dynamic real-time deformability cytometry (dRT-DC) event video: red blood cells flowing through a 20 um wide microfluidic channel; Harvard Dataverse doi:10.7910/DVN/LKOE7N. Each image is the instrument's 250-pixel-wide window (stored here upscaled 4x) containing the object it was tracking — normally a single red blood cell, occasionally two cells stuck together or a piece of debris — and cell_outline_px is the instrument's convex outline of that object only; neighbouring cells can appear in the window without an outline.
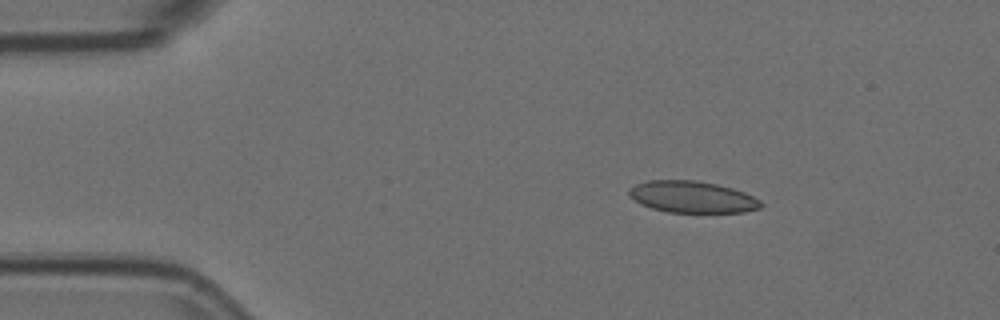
{"species": "Egyptian fruit bat (a non-hibernating species)", "species_latin": "Rousettus aegyptiacus", "temperature_condition": "room temperature", "stored_images_in_passage": 6, "camera_frame_rate_fps": 3000, "um_per_image_px": 0.085, "animal": {"sex": "female"}, "frame": {"image": 1, "passage_image": 3, "time_ms": 0.667, "image_size_px": [1000, 320], "cell_outline_px": [[764, 204], [760, 208], [744, 212], [668, 212], [652, 208], [640, 204], [628, 196], [628, 188], [636, 184], [648, 180], [696, 180], [716, 184], [732, 188], [744, 192], [760, 200]], "centroid_in_image_um": [58.81, 16.73], "position_along_channel_um": 26.2, "area_um2": 24.39}}
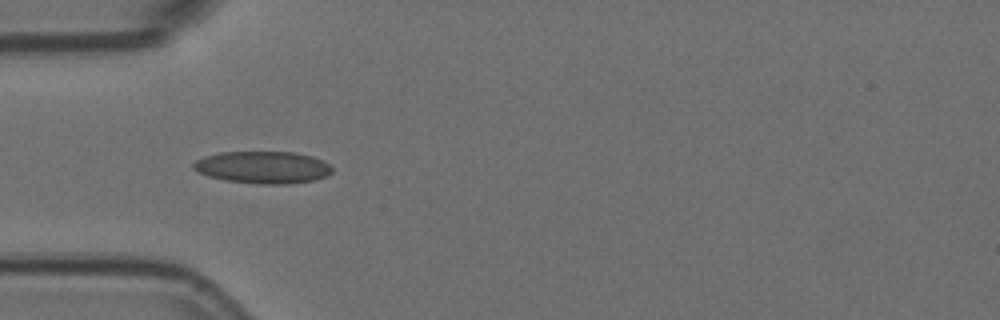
{"frame": {"image": 2, "passage_image": 5, "time_ms": 1.333, "image_size_px": [1000, 320], "cell_outline_px": [[332, 172], [328, 176], [316, 180], [288, 184], [256, 184], [224, 180], [208, 176], [192, 168], [192, 164], [196, 160], [204, 156], [220, 152], [292, 152], [312, 156], [324, 160], [332, 168]], "centroid_in_image_um": [22.36, 14.23], "position_along_channel_um": 62.6, "area_um2": 26.24}}
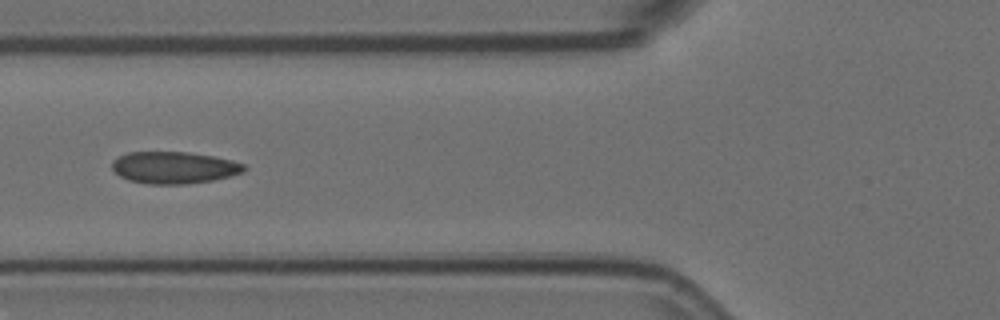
{"frame": {"image": 3, "passage_image": 6, "time_ms": 1.667, "image_size_px": [1000, 320], "cell_outline_px": [[248, 168], [244, 172], [232, 176], [212, 180], [188, 184], [148, 184], [128, 180], [120, 176], [112, 168], [112, 160], [128, 152], [188, 152], [212, 156], [232, 160], [244, 164]], "centroid_in_image_um": [14.82, 14.25], "position_along_channel_um": 111.0, "area_um2": 24.68}}